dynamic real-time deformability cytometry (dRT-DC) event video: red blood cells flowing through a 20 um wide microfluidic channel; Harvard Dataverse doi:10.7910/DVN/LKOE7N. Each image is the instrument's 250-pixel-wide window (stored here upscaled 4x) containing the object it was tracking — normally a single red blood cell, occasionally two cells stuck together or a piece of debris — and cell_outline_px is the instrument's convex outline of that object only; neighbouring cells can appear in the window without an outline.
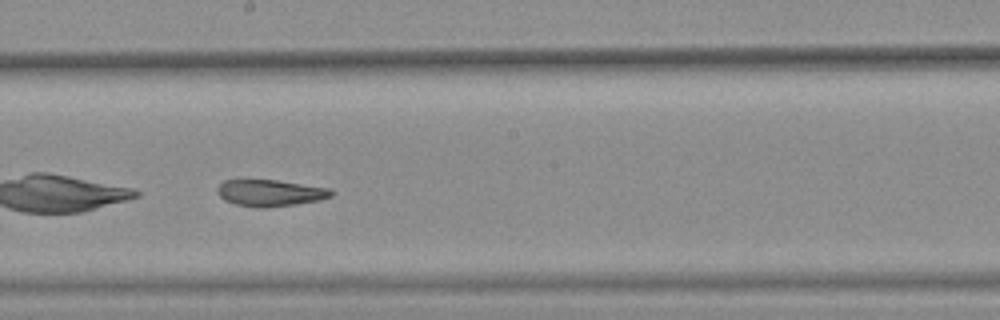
{"species": "common noctule bat (a hibernating species)", "species_latin": "Nyctalus noctula", "temperature_condition": "warm", "stored_images_in_passage": 28, "camera_frame_rate_fps": 3000, "um_per_image_px": 0.085, "animal": {"sex": "female", "body_mass_g": 25.1}, "frame": {"image": 1, "passage_image": 13, "time_ms": 4.0, "image_size_px": [1000, 320], "cell_outline_px": [[336, 192], [332, 196], [316, 200], [296, 204], [264, 208], [256, 208], [236, 204], [224, 200], [216, 192], [216, 188], [224, 180], [276, 180], [332, 188]], "centroid_in_image_um": [22.97, 16.4], "position_along_channel_um": 225.2, "area_um2": 17.74}}
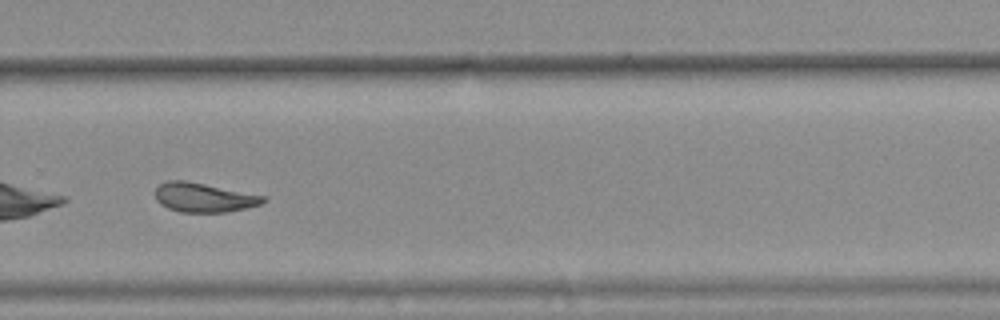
{"frame": {"image": 2, "passage_image": 20, "time_ms": 6.333, "image_size_px": [1000, 320], "cell_outline_px": [[268, 200], [260, 204], [228, 212], [180, 212], [168, 208], [160, 204], [156, 200], [156, 188], [160, 184], [168, 180], [184, 180], [264, 196]], "centroid_in_image_um": [17.29, 16.79], "position_along_channel_um": 312.5, "area_um2": 18.15}}
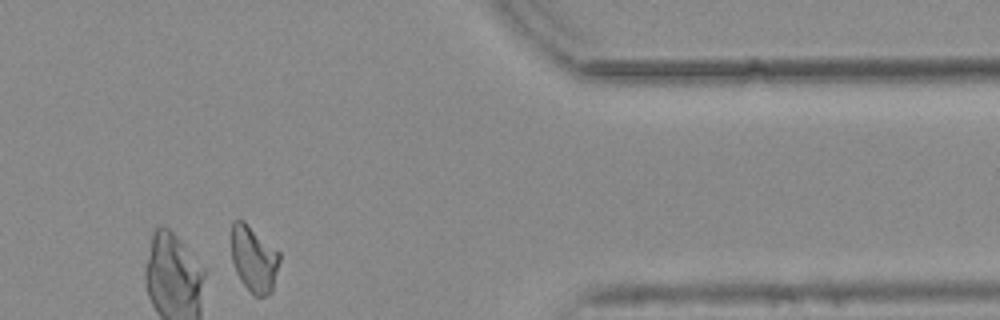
{"frame": {"image": 3, "passage_image": 28, "time_ms": 9.0, "image_size_px": [1000, 320], "cell_outline_px": [[280, 260], [272, 292], [268, 296], [256, 296], [240, 280], [236, 272], [232, 260], [232, 220], [244, 220], [280, 252]], "centroid_in_image_um": [21.6, 22.0], "position_along_channel_um": 389.8, "area_um2": 18.61}}